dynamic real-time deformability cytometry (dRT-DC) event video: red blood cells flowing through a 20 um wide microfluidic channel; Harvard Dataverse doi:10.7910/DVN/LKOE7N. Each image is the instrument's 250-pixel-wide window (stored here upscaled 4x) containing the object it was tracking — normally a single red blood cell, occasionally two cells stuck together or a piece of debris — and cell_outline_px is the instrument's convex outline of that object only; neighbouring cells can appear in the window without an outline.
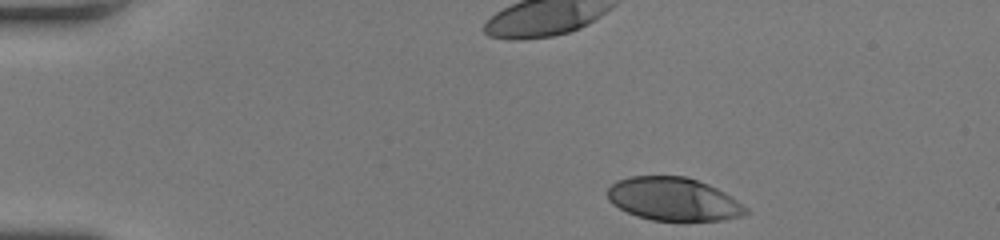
{"species": "human", "species_latin": "Homo sapiens", "temperature_condition": "room temperature", "stored_images_in_passage": 36, "camera_frame_rate_fps": 3000, "um_per_image_px": 0.085, "donor": {"sex": "female"}, "frame": {"image": 1, "passage_image": 1, "time_ms": 0.0, "image_size_px": [1000, 240], "cell_outline_px": [[748, 212], [740, 216], [724, 220], [652, 220], [636, 216], [612, 204], [608, 200], [608, 188], [616, 180], [628, 176], [688, 176], [708, 184], [724, 192], [748, 208]], "centroid_in_image_um": [57.22, 16.91], "position_along_channel_um": 27.8, "area_um2": 34.68}}
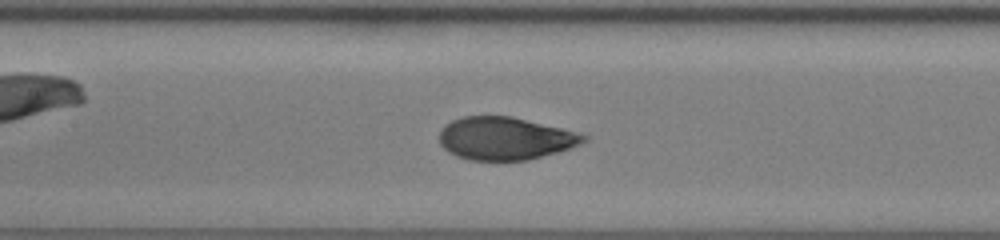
{"frame": {"image": 2, "passage_image": 17, "time_ms": 5.333, "image_size_px": [1000, 240], "cell_outline_px": [[588, 140], [572, 148], [528, 160], [468, 160], [456, 156], [448, 152], [440, 144], [440, 132], [444, 124], [452, 120], [464, 116], [512, 116], [576, 132], [588, 136]], "centroid_in_image_um": [42.92, 11.77], "position_along_channel_um": 164.5, "area_um2": 35.95}}
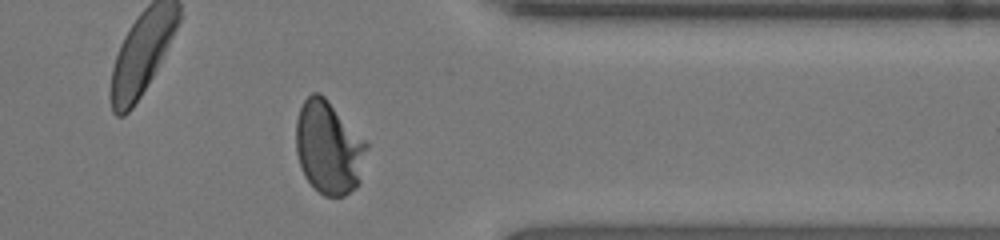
{"frame": {"image": 3, "passage_image": 33, "time_ms": 10.667, "image_size_px": [1000, 240], "cell_outline_px": [[368, 148], [360, 184], [356, 188], [344, 196], [324, 196], [304, 176], [300, 168], [296, 152], [296, 120], [300, 108], [304, 100], [312, 92], [320, 92], [328, 100], [368, 144]], "centroid_in_image_um": [27.94, 12.55], "position_along_channel_um": 383.5, "area_um2": 38.44}, "authors_computed_cell_mechanics": {"area_um2": 37.1943, "velocity_mm_per_s": 4.2421, "shape_relaxation_time_tau1_ms": 3.3586, "shape_relaxation_time_tau2_ms": null, "deformation_change_tau1": 0.1985, "deformation_change_tau2": null}}